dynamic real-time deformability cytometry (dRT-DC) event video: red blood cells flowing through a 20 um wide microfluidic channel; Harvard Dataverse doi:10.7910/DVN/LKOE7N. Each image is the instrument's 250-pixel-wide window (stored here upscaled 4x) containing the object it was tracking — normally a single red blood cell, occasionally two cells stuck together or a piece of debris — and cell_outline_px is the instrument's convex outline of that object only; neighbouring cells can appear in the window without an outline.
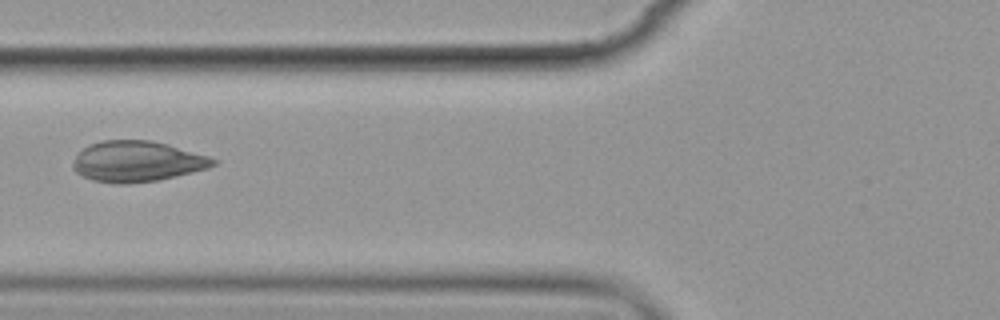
{"species": "common noctule bat (a hibernating species)", "species_latin": "Nyctalus noctula", "temperature_condition": "cold", "stored_images_in_passage": 12, "camera_frame_rate_fps": 3000, "um_per_image_px": 0.085, "animal": {"sex": "female", "body_mass_g": 19.9}, "frame": {"image": 1, "passage_image": 3, "time_ms": 2.333, "image_size_px": [1000, 320], "cell_outline_px": [[220, 160], [216, 164], [208, 168], [160, 180], [128, 184], [116, 184], [92, 180], [76, 172], [72, 168], [72, 164], [76, 152], [88, 144], [104, 140], [152, 140], [168, 144], [208, 156]], "centroid_in_image_um": [11.63, 13.72], "position_along_channel_um": 114.2, "area_um2": 33.64}}
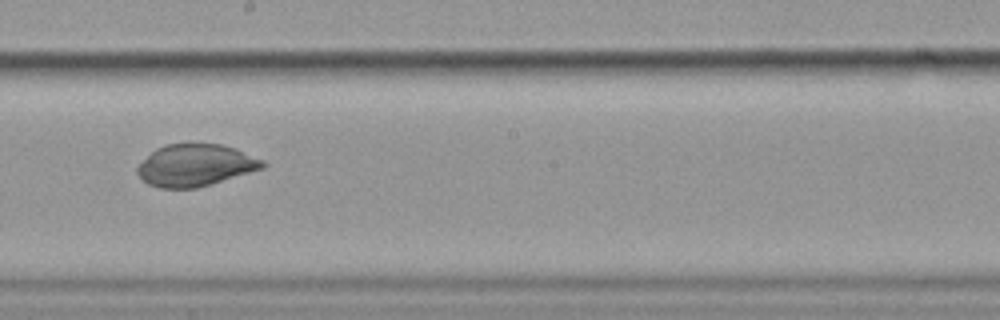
{"frame": {"image": 2, "passage_image": 6, "time_ms": 5.667, "image_size_px": [1000, 320], "cell_outline_px": [[268, 164], [264, 168], [196, 188], [160, 188], [148, 184], [140, 180], [136, 172], [136, 168], [156, 148], [168, 144], [188, 140], [220, 144], [236, 148], [264, 160]], "centroid_in_image_um": [16.61, 14.0], "position_along_channel_um": 231.6, "area_um2": 31.33}}
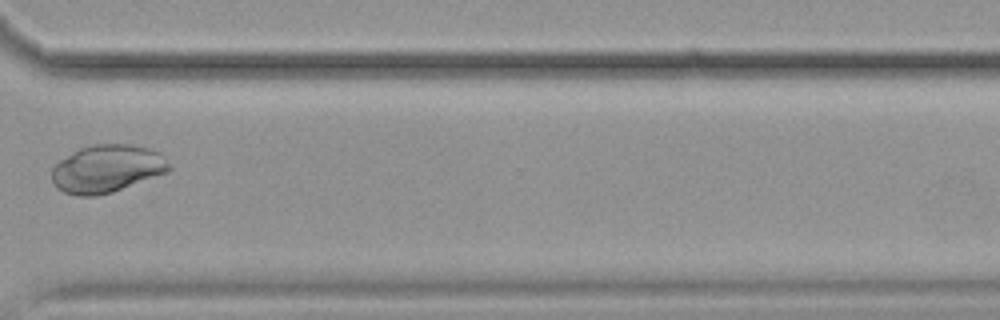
{"frame": {"image": 3, "passage_image": 9, "time_ms": 9.333, "image_size_px": [1000, 320], "cell_outline_px": [[172, 168], [168, 172], [112, 192], [96, 196], [76, 196], [64, 192], [56, 188], [52, 180], [52, 168], [60, 160], [80, 148], [92, 144], [128, 144], [148, 148], [160, 152]], "centroid_in_image_um": [9.09, 14.35], "position_along_channel_um": 361.5, "area_um2": 32.6}}